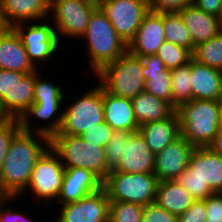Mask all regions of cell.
<instances>
[{
    "mask_svg": "<svg viewBox=\"0 0 222 222\" xmlns=\"http://www.w3.org/2000/svg\"><path fill=\"white\" fill-rule=\"evenodd\" d=\"M49 146L48 136L21 130L12 140L5 157L0 172V191L7 196L20 197L27 188L38 158Z\"/></svg>",
    "mask_w": 222,
    "mask_h": 222,
    "instance_id": "6da1fadb",
    "label": "cell"
},
{
    "mask_svg": "<svg viewBox=\"0 0 222 222\" xmlns=\"http://www.w3.org/2000/svg\"><path fill=\"white\" fill-rule=\"evenodd\" d=\"M176 112L180 136L195 148L208 147L219 131L220 101L192 99Z\"/></svg>",
    "mask_w": 222,
    "mask_h": 222,
    "instance_id": "7a4b0ae2",
    "label": "cell"
},
{
    "mask_svg": "<svg viewBox=\"0 0 222 222\" xmlns=\"http://www.w3.org/2000/svg\"><path fill=\"white\" fill-rule=\"evenodd\" d=\"M82 38L87 41L86 53L89 57V67L94 71L93 74L127 51V44L117 34L99 7L90 16Z\"/></svg>",
    "mask_w": 222,
    "mask_h": 222,
    "instance_id": "3957f363",
    "label": "cell"
},
{
    "mask_svg": "<svg viewBox=\"0 0 222 222\" xmlns=\"http://www.w3.org/2000/svg\"><path fill=\"white\" fill-rule=\"evenodd\" d=\"M143 62L126 51L122 56L104 65L95 75L99 85L108 93L133 99L144 92Z\"/></svg>",
    "mask_w": 222,
    "mask_h": 222,
    "instance_id": "277c9868",
    "label": "cell"
},
{
    "mask_svg": "<svg viewBox=\"0 0 222 222\" xmlns=\"http://www.w3.org/2000/svg\"><path fill=\"white\" fill-rule=\"evenodd\" d=\"M51 148L59 155L65 168H84L92 171L102 181L110 173L105 147L84 141L81 136L53 135Z\"/></svg>",
    "mask_w": 222,
    "mask_h": 222,
    "instance_id": "5b68a950",
    "label": "cell"
},
{
    "mask_svg": "<svg viewBox=\"0 0 222 222\" xmlns=\"http://www.w3.org/2000/svg\"><path fill=\"white\" fill-rule=\"evenodd\" d=\"M80 95L65 105L59 132L54 135L80 136L104 122L103 88L99 83Z\"/></svg>",
    "mask_w": 222,
    "mask_h": 222,
    "instance_id": "8992f818",
    "label": "cell"
},
{
    "mask_svg": "<svg viewBox=\"0 0 222 222\" xmlns=\"http://www.w3.org/2000/svg\"><path fill=\"white\" fill-rule=\"evenodd\" d=\"M158 179L154 173H124L110 171L103 188L110 202H131L146 206L155 202Z\"/></svg>",
    "mask_w": 222,
    "mask_h": 222,
    "instance_id": "52a82bcc",
    "label": "cell"
},
{
    "mask_svg": "<svg viewBox=\"0 0 222 222\" xmlns=\"http://www.w3.org/2000/svg\"><path fill=\"white\" fill-rule=\"evenodd\" d=\"M35 71L0 69V119H19L34 103Z\"/></svg>",
    "mask_w": 222,
    "mask_h": 222,
    "instance_id": "ba28073f",
    "label": "cell"
},
{
    "mask_svg": "<svg viewBox=\"0 0 222 222\" xmlns=\"http://www.w3.org/2000/svg\"><path fill=\"white\" fill-rule=\"evenodd\" d=\"M65 167L59 155L49 146L38 158L27 188L20 194L23 196L28 190L34 193L35 201L41 202L49 208L52 201H57L61 192ZM43 201V202H42Z\"/></svg>",
    "mask_w": 222,
    "mask_h": 222,
    "instance_id": "9c48e42d",
    "label": "cell"
},
{
    "mask_svg": "<svg viewBox=\"0 0 222 222\" xmlns=\"http://www.w3.org/2000/svg\"><path fill=\"white\" fill-rule=\"evenodd\" d=\"M97 8V0H51L50 15L59 42L62 44V37L82 39Z\"/></svg>",
    "mask_w": 222,
    "mask_h": 222,
    "instance_id": "30bf717a",
    "label": "cell"
},
{
    "mask_svg": "<svg viewBox=\"0 0 222 222\" xmlns=\"http://www.w3.org/2000/svg\"><path fill=\"white\" fill-rule=\"evenodd\" d=\"M40 22L32 21V24L22 22L12 27L21 38L28 58L36 69H39L38 66L42 63L46 65L45 61L53 60L62 50L52 22L48 23L46 20Z\"/></svg>",
    "mask_w": 222,
    "mask_h": 222,
    "instance_id": "8fae6325",
    "label": "cell"
},
{
    "mask_svg": "<svg viewBox=\"0 0 222 222\" xmlns=\"http://www.w3.org/2000/svg\"><path fill=\"white\" fill-rule=\"evenodd\" d=\"M121 39L128 44L149 12V0H97Z\"/></svg>",
    "mask_w": 222,
    "mask_h": 222,
    "instance_id": "7c38bea8",
    "label": "cell"
},
{
    "mask_svg": "<svg viewBox=\"0 0 222 222\" xmlns=\"http://www.w3.org/2000/svg\"><path fill=\"white\" fill-rule=\"evenodd\" d=\"M53 222H109L110 200L102 187L79 201L61 205Z\"/></svg>",
    "mask_w": 222,
    "mask_h": 222,
    "instance_id": "4fadbf2b",
    "label": "cell"
},
{
    "mask_svg": "<svg viewBox=\"0 0 222 222\" xmlns=\"http://www.w3.org/2000/svg\"><path fill=\"white\" fill-rule=\"evenodd\" d=\"M195 147L182 136L155 154L154 174L158 181L175 180L189 166Z\"/></svg>",
    "mask_w": 222,
    "mask_h": 222,
    "instance_id": "5bb4252c",
    "label": "cell"
},
{
    "mask_svg": "<svg viewBox=\"0 0 222 222\" xmlns=\"http://www.w3.org/2000/svg\"><path fill=\"white\" fill-rule=\"evenodd\" d=\"M164 41L163 13L149 10L136 34L127 44V51L140 58L154 55Z\"/></svg>",
    "mask_w": 222,
    "mask_h": 222,
    "instance_id": "9a60e30c",
    "label": "cell"
},
{
    "mask_svg": "<svg viewBox=\"0 0 222 222\" xmlns=\"http://www.w3.org/2000/svg\"><path fill=\"white\" fill-rule=\"evenodd\" d=\"M103 181L92 171L84 168H65L61 192L56 203L64 205L79 201L100 190Z\"/></svg>",
    "mask_w": 222,
    "mask_h": 222,
    "instance_id": "2e32d148",
    "label": "cell"
},
{
    "mask_svg": "<svg viewBox=\"0 0 222 222\" xmlns=\"http://www.w3.org/2000/svg\"><path fill=\"white\" fill-rule=\"evenodd\" d=\"M155 154L148 148L139 131L124 142L123 155L115 171L124 173H154Z\"/></svg>",
    "mask_w": 222,
    "mask_h": 222,
    "instance_id": "e0dca14e",
    "label": "cell"
},
{
    "mask_svg": "<svg viewBox=\"0 0 222 222\" xmlns=\"http://www.w3.org/2000/svg\"><path fill=\"white\" fill-rule=\"evenodd\" d=\"M187 169L201 179L213 193H222V157L209 147L195 148Z\"/></svg>",
    "mask_w": 222,
    "mask_h": 222,
    "instance_id": "ac0fdd59",
    "label": "cell"
},
{
    "mask_svg": "<svg viewBox=\"0 0 222 222\" xmlns=\"http://www.w3.org/2000/svg\"><path fill=\"white\" fill-rule=\"evenodd\" d=\"M62 104L64 105V102H34L19 118L21 130L44 134L51 138L54 134L59 132L61 126L63 113L60 107ZM32 116L49 123H44V125L39 124V126L34 125L33 127L30 121L33 119Z\"/></svg>",
    "mask_w": 222,
    "mask_h": 222,
    "instance_id": "d6986e66",
    "label": "cell"
},
{
    "mask_svg": "<svg viewBox=\"0 0 222 222\" xmlns=\"http://www.w3.org/2000/svg\"><path fill=\"white\" fill-rule=\"evenodd\" d=\"M51 0H0V13L13 27L22 22L49 20Z\"/></svg>",
    "mask_w": 222,
    "mask_h": 222,
    "instance_id": "ffe728a7",
    "label": "cell"
},
{
    "mask_svg": "<svg viewBox=\"0 0 222 222\" xmlns=\"http://www.w3.org/2000/svg\"><path fill=\"white\" fill-rule=\"evenodd\" d=\"M143 62L144 92L165 100L172 105L171 71L157 55L141 57Z\"/></svg>",
    "mask_w": 222,
    "mask_h": 222,
    "instance_id": "44dd1931",
    "label": "cell"
},
{
    "mask_svg": "<svg viewBox=\"0 0 222 222\" xmlns=\"http://www.w3.org/2000/svg\"><path fill=\"white\" fill-rule=\"evenodd\" d=\"M192 99H222V71L191 58Z\"/></svg>",
    "mask_w": 222,
    "mask_h": 222,
    "instance_id": "7402d4cb",
    "label": "cell"
},
{
    "mask_svg": "<svg viewBox=\"0 0 222 222\" xmlns=\"http://www.w3.org/2000/svg\"><path fill=\"white\" fill-rule=\"evenodd\" d=\"M179 14L191 34L194 46L210 40L222 30L221 18L205 13L194 4L185 6Z\"/></svg>",
    "mask_w": 222,
    "mask_h": 222,
    "instance_id": "603a6c76",
    "label": "cell"
},
{
    "mask_svg": "<svg viewBox=\"0 0 222 222\" xmlns=\"http://www.w3.org/2000/svg\"><path fill=\"white\" fill-rule=\"evenodd\" d=\"M103 108L104 122L113 130L138 131L131 99L114 96L103 89Z\"/></svg>",
    "mask_w": 222,
    "mask_h": 222,
    "instance_id": "cb8c5ba5",
    "label": "cell"
},
{
    "mask_svg": "<svg viewBox=\"0 0 222 222\" xmlns=\"http://www.w3.org/2000/svg\"><path fill=\"white\" fill-rule=\"evenodd\" d=\"M0 69L27 74L37 70L30 62L22 40L13 28L0 38Z\"/></svg>",
    "mask_w": 222,
    "mask_h": 222,
    "instance_id": "d4e9b609",
    "label": "cell"
},
{
    "mask_svg": "<svg viewBox=\"0 0 222 222\" xmlns=\"http://www.w3.org/2000/svg\"><path fill=\"white\" fill-rule=\"evenodd\" d=\"M138 131L143 136L148 148L157 154L180 137L178 114L175 111L169 118L140 125Z\"/></svg>",
    "mask_w": 222,
    "mask_h": 222,
    "instance_id": "484cf974",
    "label": "cell"
},
{
    "mask_svg": "<svg viewBox=\"0 0 222 222\" xmlns=\"http://www.w3.org/2000/svg\"><path fill=\"white\" fill-rule=\"evenodd\" d=\"M195 200L176 180H165L158 183L155 202L176 216L183 214Z\"/></svg>",
    "mask_w": 222,
    "mask_h": 222,
    "instance_id": "4316f807",
    "label": "cell"
},
{
    "mask_svg": "<svg viewBox=\"0 0 222 222\" xmlns=\"http://www.w3.org/2000/svg\"><path fill=\"white\" fill-rule=\"evenodd\" d=\"M131 102L139 126L169 118L176 111L169 102L146 92H141Z\"/></svg>",
    "mask_w": 222,
    "mask_h": 222,
    "instance_id": "83f0119b",
    "label": "cell"
},
{
    "mask_svg": "<svg viewBox=\"0 0 222 222\" xmlns=\"http://www.w3.org/2000/svg\"><path fill=\"white\" fill-rule=\"evenodd\" d=\"M165 40L188 49L193 53L195 46L189 30L179 13H163Z\"/></svg>",
    "mask_w": 222,
    "mask_h": 222,
    "instance_id": "f1b7e54d",
    "label": "cell"
},
{
    "mask_svg": "<svg viewBox=\"0 0 222 222\" xmlns=\"http://www.w3.org/2000/svg\"><path fill=\"white\" fill-rule=\"evenodd\" d=\"M171 71L172 106L177 109L181 104L192 100L191 59L183 66Z\"/></svg>",
    "mask_w": 222,
    "mask_h": 222,
    "instance_id": "f546056e",
    "label": "cell"
},
{
    "mask_svg": "<svg viewBox=\"0 0 222 222\" xmlns=\"http://www.w3.org/2000/svg\"><path fill=\"white\" fill-rule=\"evenodd\" d=\"M192 58L201 64L222 71V30L210 40L195 46Z\"/></svg>",
    "mask_w": 222,
    "mask_h": 222,
    "instance_id": "4dcf8cb0",
    "label": "cell"
},
{
    "mask_svg": "<svg viewBox=\"0 0 222 222\" xmlns=\"http://www.w3.org/2000/svg\"><path fill=\"white\" fill-rule=\"evenodd\" d=\"M155 55L159 57L166 69L169 70L186 65L192 58V53L188 49L166 40Z\"/></svg>",
    "mask_w": 222,
    "mask_h": 222,
    "instance_id": "1f68e13d",
    "label": "cell"
},
{
    "mask_svg": "<svg viewBox=\"0 0 222 222\" xmlns=\"http://www.w3.org/2000/svg\"><path fill=\"white\" fill-rule=\"evenodd\" d=\"M50 79H43L38 72L35 71V85H34V102H63L65 96L64 88Z\"/></svg>",
    "mask_w": 222,
    "mask_h": 222,
    "instance_id": "d6a6232c",
    "label": "cell"
},
{
    "mask_svg": "<svg viewBox=\"0 0 222 222\" xmlns=\"http://www.w3.org/2000/svg\"><path fill=\"white\" fill-rule=\"evenodd\" d=\"M143 206L131 202H110L109 222H141Z\"/></svg>",
    "mask_w": 222,
    "mask_h": 222,
    "instance_id": "836d02e7",
    "label": "cell"
},
{
    "mask_svg": "<svg viewBox=\"0 0 222 222\" xmlns=\"http://www.w3.org/2000/svg\"><path fill=\"white\" fill-rule=\"evenodd\" d=\"M132 132L114 130L112 136L109 138L107 145L105 146L106 159L108 169L110 171L115 170L123 155L124 142L129 140Z\"/></svg>",
    "mask_w": 222,
    "mask_h": 222,
    "instance_id": "e575fe53",
    "label": "cell"
},
{
    "mask_svg": "<svg viewBox=\"0 0 222 222\" xmlns=\"http://www.w3.org/2000/svg\"><path fill=\"white\" fill-rule=\"evenodd\" d=\"M175 180L196 200H205L213 194L208 183H204L188 169L182 171Z\"/></svg>",
    "mask_w": 222,
    "mask_h": 222,
    "instance_id": "d590c367",
    "label": "cell"
},
{
    "mask_svg": "<svg viewBox=\"0 0 222 222\" xmlns=\"http://www.w3.org/2000/svg\"><path fill=\"white\" fill-rule=\"evenodd\" d=\"M21 131L19 119H0V172L14 137Z\"/></svg>",
    "mask_w": 222,
    "mask_h": 222,
    "instance_id": "8d00e7d4",
    "label": "cell"
},
{
    "mask_svg": "<svg viewBox=\"0 0 222 222\" xmlns=\"http://www.w3.org/2000/svg\"><path fill=\"white\" fill-rule=\"evenodd\" d=\"M141 222H178V216L160 207L156 202L143 206Z\"/></svg>",
    "mask_w": 222,
    "mask_h": 222,
    "instance_id": "74e56055",
    "label": "cell"
},
{
    "mask_svg": "<svg viewBox=\"0 0 222 222\" xmlns=\"http://www.w3.org/2000/svg\"><path fill=\"white\" fill-rule=\"evenodd\" d=\"M113 131L114 130L107 123L102 122L80 136L88 143L99 144L100 147H105Z\"/></svg>",
    "mask_w": 222,
    "mask_h": 222,
    "instance_id": "f35d334b",
    "label": "cell"
},
{
    "mask_svg": "<svg viewBox=\"0 0 222 222\" xmlns=\"http://www.w3.org/2000/svg\"><path fill=\"white\" fill-rule=\"evenodd\" d=\"M190 4L193 0H149L150 10L157 13H179Z\"/></svg>",
    "mask_w": 222,
    "mask_h": 222,
    "instance_id": "ab89813d",
    "label": "cell"
},
{
    "mask_svg": "<svg viewBox=\"0 0 222 222\" xmlns=\"http://www.w3.org/2000/svg\"><path fill=\"white\" fill-rule=\"evenodd\" d=\"M16 198L19 199L18 196H8L0 204V222H33L31 216L27 217L26 213L18 210L12 211L9 206H6L11 201L16 200Z\"/></svg>",
    "mask_w": 222,
    "mask_h": 222,
    "instance_id": "60d3db41",
    "label": "cell"
},
{
    "mask_svg": "<svg viewBox=\"0 0 222 222\" xmlns=\"http://www.w3.org/2000/svg\"><path fill=\"white\" fill-rule=\"evenodd\" d=\"M206 217L205 200H195L190 208L178 216V222H205Z\"/></svg>",
    "mask_w": 222,
    "mask_h": 222,
    "instance_id": "b9f144b4",
    "label": "cell"
},
{
    "mask_svg": "<svg viewBox=\"0 0 222 222\" xmlns=\"http://www.w3.org/2000/svg\"><path fill=\"white\" fill-rule=\"evenodd\" d=\"M207 219L222 220V193H213L205 199Z\"/></svg>",
    "mask_w": 222,
    "mask_h": 222,
    "instance_id": "7bdbcfd3",
    "label": "cell"
},
{
    "mask_svg": "<svg viewBox=\"0 0 222 222\" xmlns=\"http://www.w3.org/2000/svg\"><path fill=\"white\" fill-rule=\"evenodd\" d=\"M193 4L205 13L222 19V0H193Z\"/></svg>",
    "mask_w": 222,
    "mask_h": 222,
    "instance_id": "ee69618b",
    "label": "cell"
},
{
    "mask_svg": "<svg viewBox=\"0 0 222 222\" xmlns=\"http://www.w3.org/2000/svg\"><path fill=\"white\" fill-rule=\"evenodd\" d=\"M212 151L222 157V131H218L214 140L208 146Z\"/></svg>",
    "mask_w": 222,
    "mask_h": 222,
    "instance_id": "f6af8a7d",
    "label": "cell"
},
{
    "mask_svg": "<svg viewBox=\"0 0 222 222\" xmlns=\"http://www.w3.org/2000/svg\"><path fill=\"white\" fill-rule=\"evenodd\" d=\"M12 27L7 23L5 17L0 13V38Z\"/></svg>",
    "mask_w": 222,
    "mask_h": 222,
    "instance_id": "bcb514c9",
    "label": "cell"
},
{
    "mask_svg": "<svg viewBox=\"0 0 222 222\" xmlns=\"http://www.w3.org/2000/svg\"><path fill=\"white\" fill-rule=\"evenodd\" d=\"M219 131H222V99L220 100Z\"/></svg>",
    "mask_w": 222,
    "mask_h": 222,
    "instance_id": "7dc6e473",
    "label": "cell"
},
{
    "mask_svg": "<svg viewBox=\"0 0 222 222\" xmlns=\"http://www.w3.org/2000/svg\"><path fill=\"white\" fill-rule=\"evenodd\" d=\"M8 196L5 194V193H3V192H1L0 191V204L3 202V200L5 199V198H7Z\"/></svg>",
    "mask_w": 222,
    "mask_h": 222,
    "instance_id": "c3c4849f",
    "label": "cell"
},
{
    "mask_svg": "<svg viewBox=\"0 0 222 222\" xmlns=\"http://www.w3.org/2000/svg\"><path fill=\"white\" fill-rule=\"evenodd\" d=\"M205 222H222V220H210V219H206Z\"/></svg>",
    "mask_w": 222,
    "mask_h": 222,
    "instance_id": "681fc988",
    "label": "cell"
}]
</instances>
